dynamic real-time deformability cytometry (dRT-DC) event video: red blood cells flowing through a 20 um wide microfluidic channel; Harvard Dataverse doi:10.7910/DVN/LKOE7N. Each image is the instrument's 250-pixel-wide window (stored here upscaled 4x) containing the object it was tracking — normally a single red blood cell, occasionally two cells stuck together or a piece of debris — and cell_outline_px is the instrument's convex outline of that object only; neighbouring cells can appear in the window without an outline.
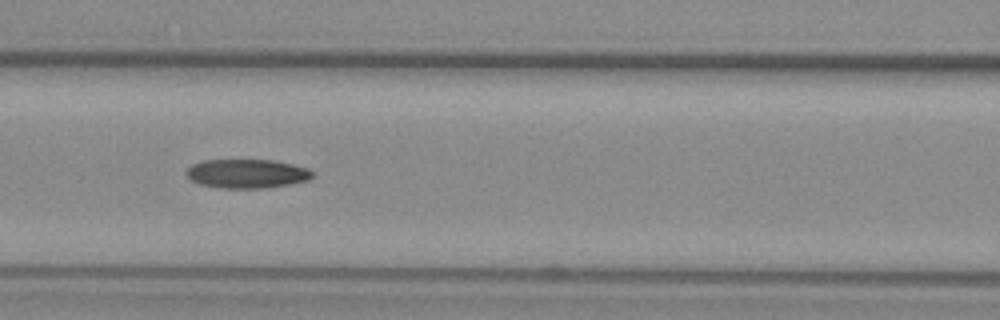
{"species": "common noctule bat (a hibernating species)", "species_latin": "Nyctalus noctula", "temperature_condition": "warm", "stored_images_in_passage": 50, "camera_frame_rate_fps": 3000, "um_per_image_px": 0.085, "animal": {"sex": "female", "body_mass_g": 29.2, "forearm_length_mm": 56.3}, "frame": {"image": 1, "passage_image": 20, "time_ms": 6.333, "image_size_px": [1000, 320], "cell_outline_px": [[312, 176], [308, 180], [288, 184], [264, 188], [220, 188], [200, 184], [192, 180], [184, 172], [192, 164], [204, 160], [272, 160], [292, 164], [308, 168], [312, 172]], "centroid_in_image_um": [20.96, 14.75], "position_along_channel_um": 145.6, "area_um2": 21.15}}
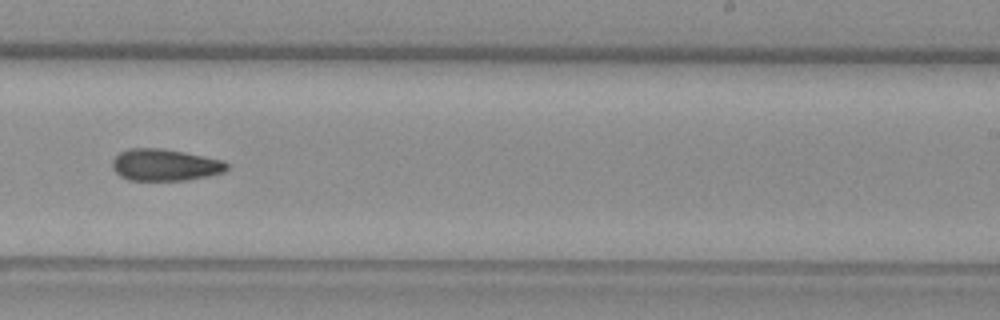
{"frame": {"image": 2, "passage_image": 30, "time_ms": 9.667, "image_size_px": [1000, 320], "cell_outline_px": [[228, 168], [224, 172], [208, 176], [184, 180], [128, 180], [120, 176], [112, 168], [112, 160], [120, 152], [128, 148], [160, 148], [184, 152], [224, 160], [228, 164]], "centroid_in_image_um": [14.02, 14.01], "position_along_channel_um": 275.0, "area_um2": 21.27}}
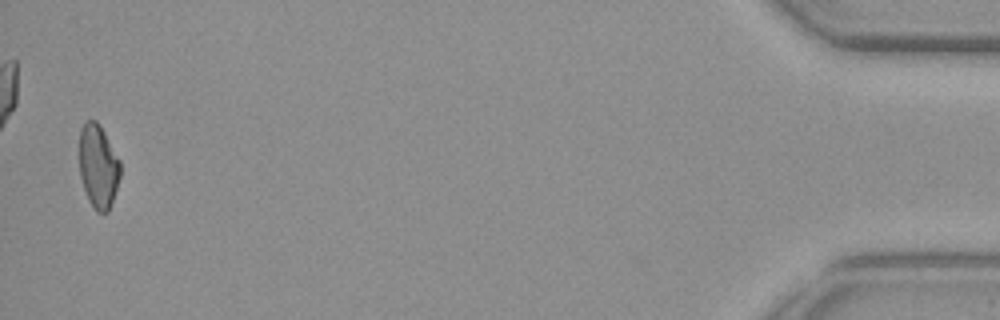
{"frame": {"image": 3, "passage_image": 49, "time_ms": 16.0, "image_size_px": [1000, 320], "cell_outline_px": [[120, 176], [108, 212], [96, 212], [88, 200], [80, 176], [80, 128], [88, 120], [96, 120], [100, 124], [120, 160]], "centroid_in_image_um": [8.35, 14.12], "position_along_channel_um": 426.9, "area_um2": 19.83}}